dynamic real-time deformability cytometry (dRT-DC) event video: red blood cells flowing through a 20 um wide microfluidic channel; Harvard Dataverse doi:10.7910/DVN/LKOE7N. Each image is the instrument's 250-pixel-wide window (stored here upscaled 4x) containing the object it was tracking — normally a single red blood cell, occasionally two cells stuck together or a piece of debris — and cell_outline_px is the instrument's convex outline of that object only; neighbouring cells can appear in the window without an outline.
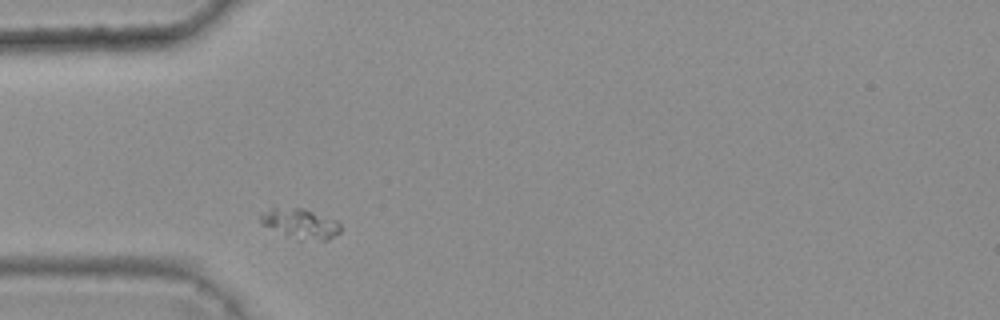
{"species": "common noctule bat (a hibernating species)", "species_latin": "Nyctalus noctula", "temperature_condition": "warm", "stored_images_in_passage": 2, "camera_frame_rate_fps": 3000, "um_per_image_px": 0.085, "animal": {"sex": "female", "body_mass_g": 25.1}, "frame": {"image": 1, "passage_image": 1, "time_ms": 0.0, "image_size_px": [1000, 320], "cell_outline_px": [[340, 232], [328, 240], [300, 240], [260, 224], [260, 212], [272, 204], [304, 208], [336, 220], [340, 224]], "centroid_in_image_um": [25.45, 18.94], "position_along_channel_um": 59.6, "area_um2": 14.51}}
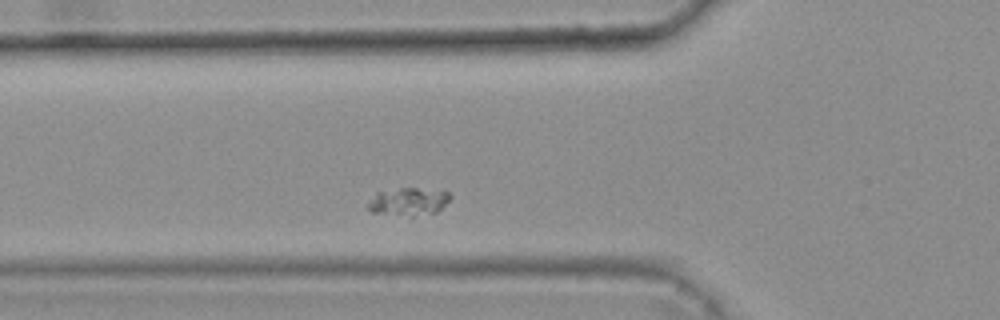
{"frame": {"image": 2, "passage_image": 2, "time_ms": 0.333, "image_size_px": [1000, 320], "cell_outline_px": [[452, 196], [436, 212], [412, 216], [372, 212], [368, 208], [368, 204], [376, 192], [400, 188], [416, 188], [448, 192]], "centroid_in_image_um": [34.7, 17.13], "position_along_channel_um": 91.1, "area_um2": 12.95}}